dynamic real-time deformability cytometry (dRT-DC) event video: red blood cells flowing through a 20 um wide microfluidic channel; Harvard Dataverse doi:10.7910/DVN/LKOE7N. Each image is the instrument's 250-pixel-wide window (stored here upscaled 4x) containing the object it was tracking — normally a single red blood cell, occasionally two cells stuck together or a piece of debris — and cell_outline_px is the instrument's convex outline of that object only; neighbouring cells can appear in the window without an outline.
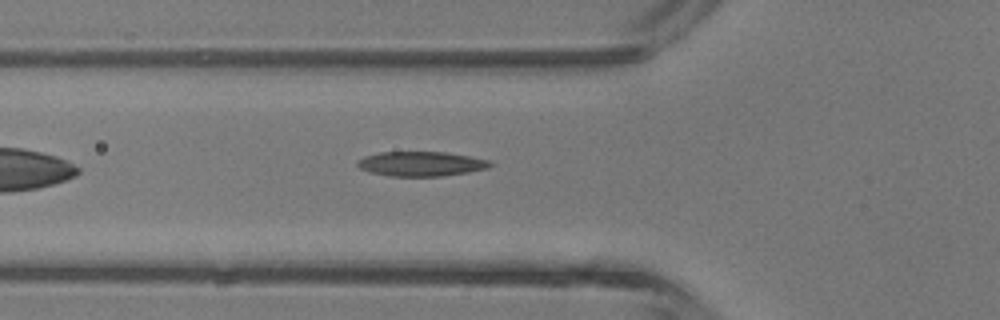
{"species": "common noctule bat (a hibernating species)", "species_latin": "Nyctalus noctula", "temperature_condition": "room temperature", "stored_images_in_passage": 5, "camera_frame_rate_fps": 3000, "um_per_image_px": 0.085, "animal": {"sex": "male", "body_mass_g": 13.3}, "frame": {"image": 1, "passage_image": 5, "time_ms": 5.0, "image_size_px": [1000, 320], "cell_outline_px": [[492, 164], [488, 168], [468, 172], [440, 176], [388, 176], [368, 172], [360, 168], [356, 164], [356, 160], [364, 156], [380, 152], [444, 152], [468, 156], [488, 160]], "centroid_in_image_um": [35.72, 13.93], "position_along_channel_um": 90.1, "area_um2": 19.02}}